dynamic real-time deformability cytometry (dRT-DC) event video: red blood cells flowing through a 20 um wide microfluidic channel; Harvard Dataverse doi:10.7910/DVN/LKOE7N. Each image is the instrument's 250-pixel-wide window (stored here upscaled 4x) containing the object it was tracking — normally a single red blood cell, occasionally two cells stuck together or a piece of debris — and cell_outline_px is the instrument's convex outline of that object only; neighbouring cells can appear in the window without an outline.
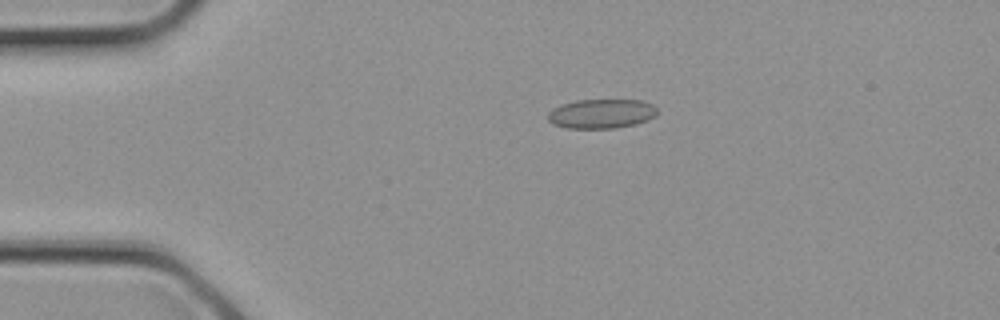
{"species": "common noctule bat (a hibernating species)", "species_latin": "Nyctalus noctula", "temperature_condition": "cold", "stored_images_in_passage": 10, "camera_frame_rate_fps": 3000, "um_per_image_px": 0.085, "animal": {"sex": "female", "body_mass_g": 21.9}, "frame": {"image": 1, "passage_image": 4, "time_ms": 1.0, "image_size_px": [1000, 320], "cell_outline_px": [[656, 116], [648, 120], [636, 124], [616, 128], [568, 128], [552, 124], [548, 120], [548, 112], [552, 108], [560, 104], [576, 100], [640, 100], [652, 104], [656, 108]], "centroid_in_image_um": [51.1, 9.66], "position_along_channel_um": 33.9, "area_um2": 18.84}}
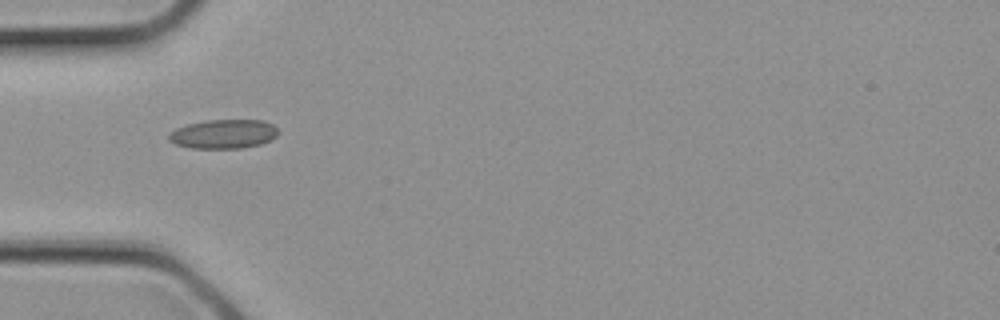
{"frame": {"image": 2, "passage_image": 7, "time_ms": 2.0, "image_size_px": [1000, 320], "cell_outline_px": [[280, 132], [272, 140], [260, 144], [240, 148], [192, 148], [176, 144], [168, 140], [168, 132], [176, 128], [188, 124], [208, 120], [264, 120], [272, 124]], "centroid_in_image_um": [19.0, 11.39], "position_along_channel_um": 66.0, "area_um2": 18.61}}
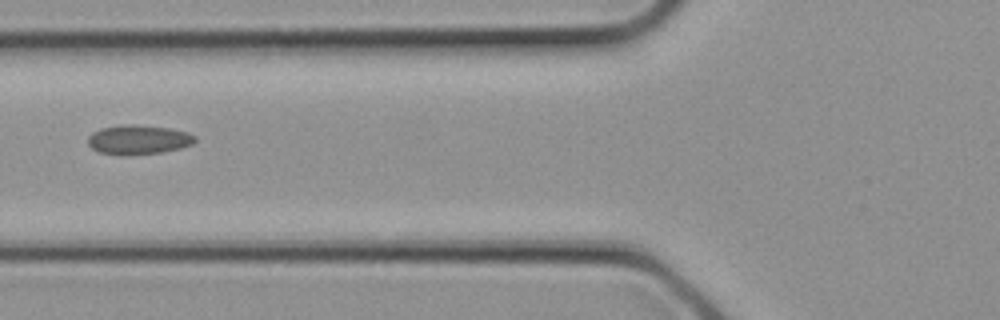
{"frame": {"image": 3, "passage_image": 9, "time_ms": 2.667, "image_size_px": [1000, 320], "cell_outline_px": [[196, 140], [192, 144], [180, 148], [160, 152], [124, 156], [120, 156], [100, 152], [92, 148], [88, 144], [88, 136], [92, 132], [100, 128], [132, 124], [168, 128], [188, 132], [196, 136]], "centroid_in_image_um": [11.75, 11.88], "position_along_channel_um": 114.1, "area_um2": 18.32}}